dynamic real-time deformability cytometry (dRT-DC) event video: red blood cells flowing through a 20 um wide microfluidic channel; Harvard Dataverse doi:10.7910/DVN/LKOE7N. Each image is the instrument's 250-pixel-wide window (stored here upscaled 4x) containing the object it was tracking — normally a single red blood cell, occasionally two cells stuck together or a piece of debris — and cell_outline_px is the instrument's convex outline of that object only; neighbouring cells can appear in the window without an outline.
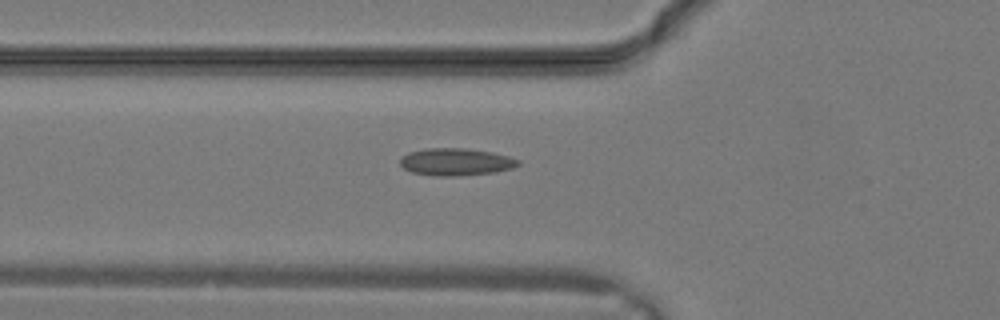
{"species": "common noctule bat (a hibernating species)", "species_latin": "Nyctalus noctula", "temperature_condition": "warm", "stored_images_in_passage": 9, "camera_frame_rate_fps": 3000, "um_per_image_px": 0.085, "animal": {"sex": "male", "body_mass_g": 19.2, "forearm_length_mm": 51.8}, "frame": {"image": 1, "passage_image": 3, "time_ms": 0.667, "image_size_px": [1000, 320], "cell_outline_px": [[520, 164], [512, 168], [496, 172], [460, 176], [432, 176], [412, 172], [404, 168], [400, 164], [400, 156], [408, 152], [428, 148], [468, 148], [492, 152], [508, 156], [520, 160]], "centroid_in_image_um": [38.74, 13.76], "position_along_channel_um": 87.1, "area_um2": 19.02}}
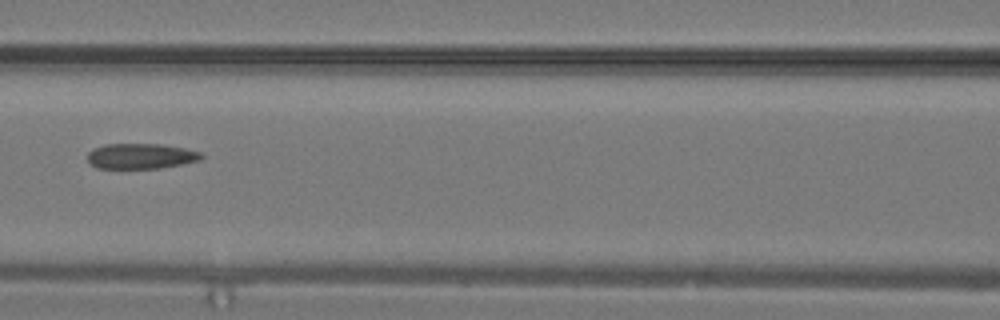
{"frame": {"image": 2, "passage_image": 6, "time_ms": 1.667, "image_size_px": [1000, 320], "cell_outline_px": [[204, 156], [200, 160], [160, 168], [96, 168], [88, 160], [88, 152], [92, 148], [104, 144], [160, 144], [184, 148], [200, 152]], "centroid_in_image_um": [11.95, 13.26], "position_along_channel_um": 154.7, "area_um2": 16.76}}
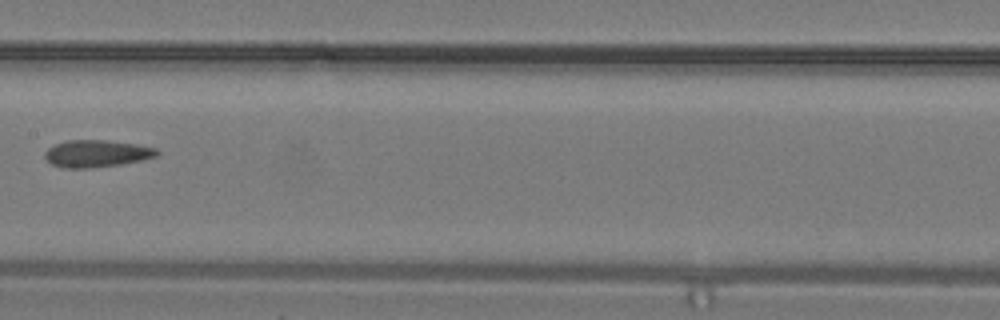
{"frame": {"image": 3, "passage_image": 8, "time_ms": 2.333, "image_size_px": [1000, 320], "cell_outline_px": [[160, 152], [156, 156], [140, 160], [120, 164], [88, 168], [64, 168], [52, 164], [44, 156], [44, 152], [48, 148], [56, 144], [68, 140], [104, 140], [136, 144], [156, 148]], "centroid_in_image_um": [8.2, 13.05], "position_along_channel_um": 199.2, "area_um2": 17.51}}